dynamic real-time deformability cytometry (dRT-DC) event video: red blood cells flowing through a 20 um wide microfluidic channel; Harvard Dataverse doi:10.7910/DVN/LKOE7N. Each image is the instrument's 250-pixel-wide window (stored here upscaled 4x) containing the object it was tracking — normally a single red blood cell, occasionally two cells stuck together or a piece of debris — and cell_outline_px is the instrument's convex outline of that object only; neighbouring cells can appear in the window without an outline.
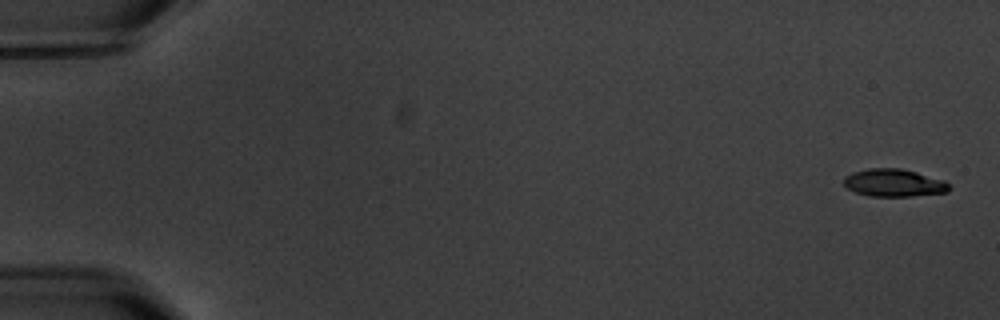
{"species": "common noctule bat (a hibernating species)", "species_latin": "Nyctalus noctula", "temperature_condition": "warm", "stored_images_in_passage": 6, "segment_of_instrument_passage": [1, 2], "camera_frame_rate_fps": 3000, "um_per_image_px": 0.085, "animal": {"sex": "male", "body_mass_g": 20.1, "forearm_length_mm": 53.5}, "frame": {"image": 1, "passage_image": 1, "time_ms": 0.0, "image_size_px": [1000, 320], "cell_outline_px": [[952, 188], [948, 192], [912, 196], [868, 196], [856, 192], [848, 188], [844, 184], [844, 176], [852, 172], [868, 168], [900, 168], [916, 172], [944, 180]], "centroid_in_image_um": [75.98, 15.54], "position_along_channel_um": 9.0, "area_um2": 16.99}}
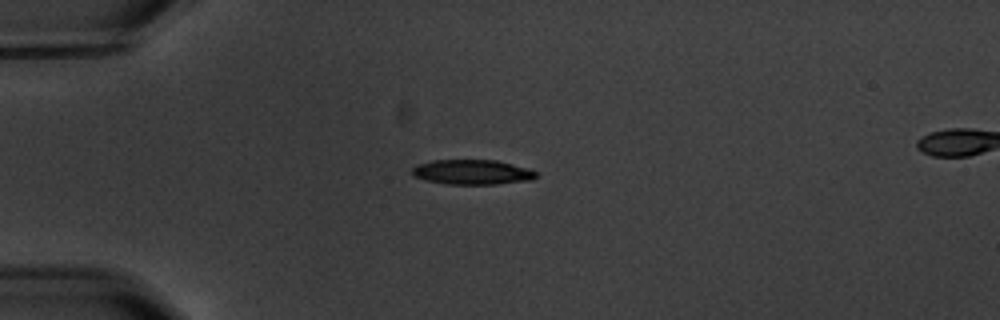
{"frame": {"image": 2, "passage_image": 5, "time_ms": 4.667, "image_size_px": [1000, 320], "cell_outline_px": [[540, 176], [532, 180], [496, 184], [448, 184], [428, 180], [412, 176], [412, 168], [416, 164], [432, 160], [496, 160], [532, 168]], "centroid_in_image_um": [40.2, 14.62], "position_along_channel_um": 44.8, "area_um2": 18.21}}